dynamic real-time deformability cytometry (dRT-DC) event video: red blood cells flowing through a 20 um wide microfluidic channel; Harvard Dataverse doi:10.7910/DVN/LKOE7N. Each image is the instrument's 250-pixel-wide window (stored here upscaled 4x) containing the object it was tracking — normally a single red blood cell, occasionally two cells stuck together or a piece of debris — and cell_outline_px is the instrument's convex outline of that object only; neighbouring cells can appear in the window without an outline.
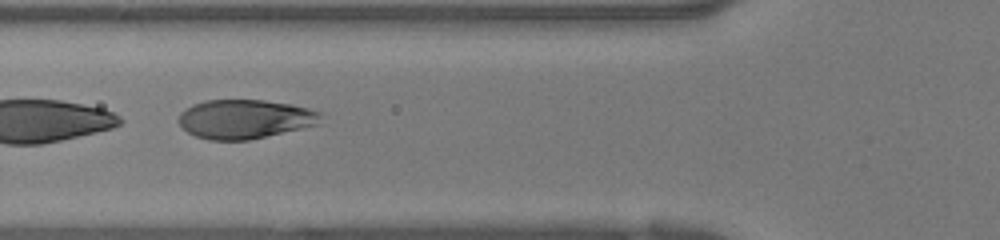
{"species": "human", "species_latin": "Homo sapiens", "temperature_condition": "warm", "stored_images_in_passage": 38, "segment_of_instrument_passage": [2, 2], "camera_frame_rate_fps": 3000, "um_per_image_px": 0.085, "donor": {"sex": "female"}, "frame": {"image": 1, "passage_image": 14, "time_ms": 4.333, "image_size_px": [1000, 240], "cell_outline_px": [[320, 124], [248, 140], [208, 140], [196, 136], [188, 132], [176, 120], [180, 112], [192, 104], [204, 100], [264, 100], [292, 104], [308, 108], [320, 112]], "centroid_in_image_um": [20.78, 10.11], "position_along_channel_um": 105.0, "area_um2": 32.43}}
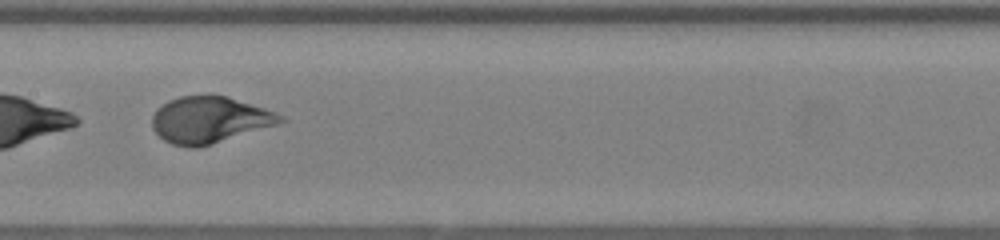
{"frame": {"image": 2, "passage_image": 19, "time_ms": 6.0, "image_size_px": [1000, 240], "cell_outline_px": [[288, 120], [276, 124], [212, 144], [196, 148], [188, 148], [172, 144], [164, 140], [152, 128], [152, 116], [156, 108], [168, 100], [180, 96], [228, 96], [264, 108], [284, 116]], "centroid_in_image_um": [17.77, 10.19], "position_along_channel_um": 189.6, "area_um2": 34.51}}
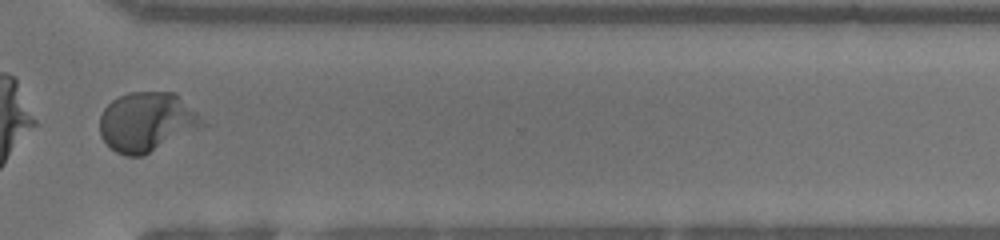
{"frame": {"image": 3, "passage_image": 29, "time_ms": 9.333, "image_size_px": [1000, 240], "cell_outline_px": [[208, 124], [144, 156], [124, 156], [116, 152], [100, 136], [100, 116], [104, 108], [112, 100], [128, 92], [176, 92]], "centroid_in_image_um": [12.49, 10.37], "position_along_channel_um": 358.1, "area_um2": 35.6}}